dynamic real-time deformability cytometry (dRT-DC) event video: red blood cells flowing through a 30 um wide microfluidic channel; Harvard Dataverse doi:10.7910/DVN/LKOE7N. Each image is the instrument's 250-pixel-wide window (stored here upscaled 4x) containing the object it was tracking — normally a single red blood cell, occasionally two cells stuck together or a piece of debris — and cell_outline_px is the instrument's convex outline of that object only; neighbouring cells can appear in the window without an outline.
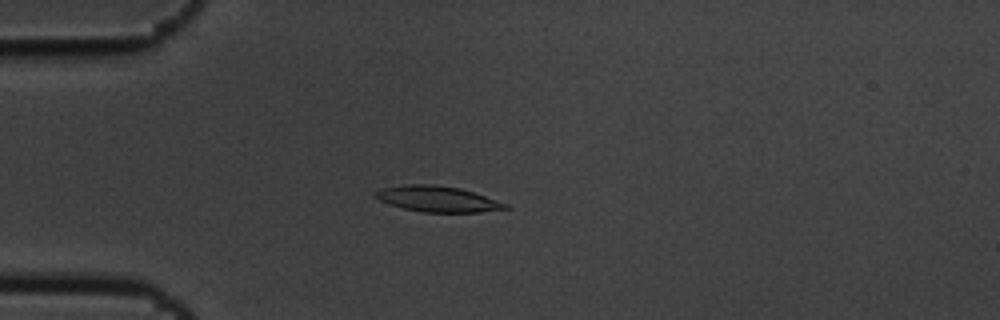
{"species": "common noctule bat (a hibernating species)", "species_latin": "Nyctalus noctula", "temperature_condition": "cold", "stored_images_in_passage": 4, "camera_frame_rate_fps": 3000, "um_per_image_px": 0.085, "animal": {"sex": "male", "body_mass_g": 19.5, "forearm_length_mm": 54.6}, "frame": {"image": 1, "passage_image": 4, "time_ms": 1.0, "image_size_px": [1000, 320], "cell_outline_px": [[512, 208], [480, 212], [424, 212], [404, 208], [380, 200], [372, 196], [372, 192], [380, 188], [404, 184], [432, 184], [460, 188], [508, 204]], "centroid_in_image_um": [37.16, 16.9], "position_along_channel_um": 47.8, "area_um2": 19.48}}